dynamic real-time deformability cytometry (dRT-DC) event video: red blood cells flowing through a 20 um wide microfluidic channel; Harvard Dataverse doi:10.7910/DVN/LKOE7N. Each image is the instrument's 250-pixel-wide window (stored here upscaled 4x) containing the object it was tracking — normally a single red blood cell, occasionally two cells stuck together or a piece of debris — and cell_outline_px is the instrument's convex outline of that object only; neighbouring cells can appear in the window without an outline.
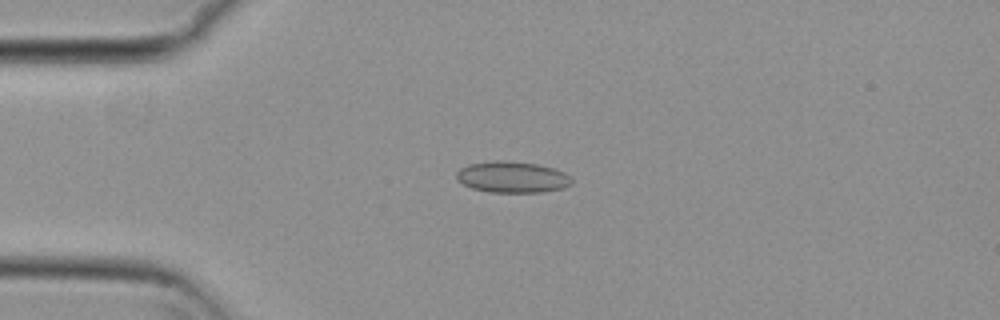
{"species": "common noctule bat (a hibernating species)", "species_latin": "Nyctalus noctula", "temperature_condition": "cold", "stored_images_in_passage": 55, "camera_frame_rate_fps": 3000, "um_per_image_px": 0.085, "animal": {"sex": "female", "body_mass_g": 29.2, "forearm_length_mm": 56.3}, "frame": {"image": 1, "passage_image": 13, "time_ms": 4.0, "image_size_px": [1000, 320], "cell_outline_px": [[572, 184], [564, 188], [544, 192], [488, 192], [472, 188], [456, 180], [456, 172], [460, 168], [468, 164], [500, 160], [504, 160], [536, 164], [552, 168], [564, 172], [572, 180]], "centroid_in_image_um": [43.52, 15.06], "position_along_channel_um": 41.5, "area_um2": 20.98}}
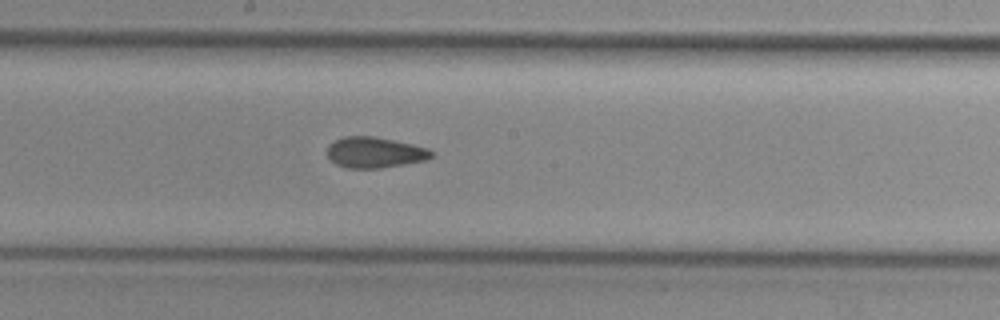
{"frame": {"image": 2, "passage_image": 29, "time_ms": 9.333, "image_size_px": [1000, 320], "cell_outline_px": [[436, 152], [428, 160], [380, 168], [348, 168], [336, 164], [328, 156], [328, 144], [344, 136], [376, 136], [412, 144], [428, 148]], "centroid_in_image_um": [31.89, 12.95], "position_along_channel_um": 216.3, "area_um2": 18.79}}
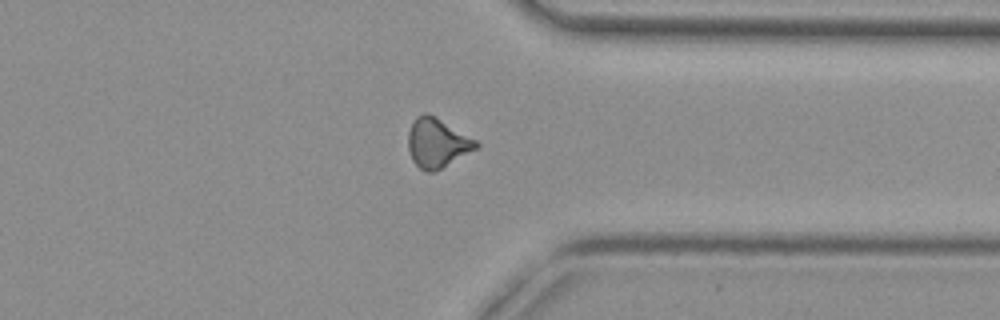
{"frame": {"image": 3, "passage_image": 42, "time_ms": 13.667, "image_size_px": [1000, 320], "cell_outline_px": [[480, 144], [476, 148], [440, 168], [432, 172], [424, 172], [412, 160], [408, 148], [408, 132], [416, 116], [424, 112], [428, 112], [476, 140]], "centroid_in_image_um": [37.12, 12.13], "position_along_channel_um": 374.3, "area_um2": 19.13}, "authors_computed_cell_mechanics": {"area_um2": 19.1318, "velocity_mm_per_s": 3.7363, "shape_relaxation_time_tau1_ms": null, "shape_relaxation_time_tau2_ms": 2.6407, "deformation_change_tau1": null, "deformation_change_tau2": 0.0859}}